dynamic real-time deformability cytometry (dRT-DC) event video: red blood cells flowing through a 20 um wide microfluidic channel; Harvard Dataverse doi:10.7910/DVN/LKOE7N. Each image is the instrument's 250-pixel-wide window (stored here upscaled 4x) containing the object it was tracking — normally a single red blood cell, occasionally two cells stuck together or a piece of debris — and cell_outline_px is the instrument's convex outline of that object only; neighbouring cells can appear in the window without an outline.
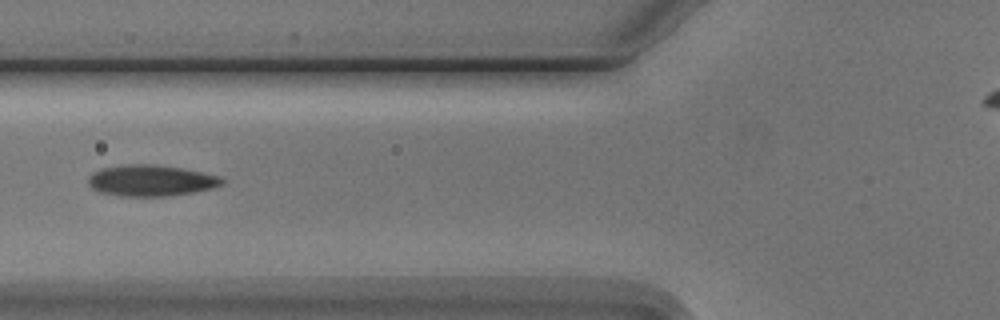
{"species": "Egyptian fruit bat (a non-hibernating species)", "species_latin": "Rousettus aegyptiacus", "temperature_condition": "cold", "stored_images_in_passage": 6, "camera_frame_rate_fps": 3000, "um_per_image_px": 0.085, "animal": {"sex": "male"}, "frame": {"image": 1, "passage_image": 6, "time_ms": 6.667, "image_size_px": [1000, 320], "cell_outline_px": [[224, 184], [212, 188], [192, 192], [164, 196], [120, 196], [100, 192], [92, 188], [88, 184], [88, 176], [92, 172], [100, 168], [124, 164], [152, 164], [180, 168], [220, 176], [224, 180]], "centroid_in_image_um": [12.78, 15.34], "position_along_channel_um": 113.0, "area_um2": 24.28}}